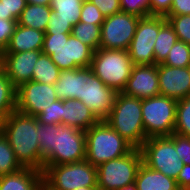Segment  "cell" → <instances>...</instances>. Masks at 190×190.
Instances as JSON below:
<instances>
[{"mask_svg": "<svg viewBox=\"0 0 190 190\" xmlns=\"http://www.w3.org/2000/svg\"><path fill=\"white\" fill-rule=\"evenodd\" d=\"M37 139L40 144L41 163L54 166L85 160L86 136L66 124H42L38 122Z\"/></svg>", "mask_w": 190, "mask_h": 190, "instance_id": "cell-1", "label": "cell"}, {"mask_svg": "<svg viewBox=\"0 0 190 190\" xmlns=\"http://www.w3.org/2000/svg\"><path fill=\"white\" fill-rule=\"evenodd\" d=\"M38 120L18 110L1 120V131L8 138L16 159L23 167L44 170L37 139Z\"/></svg>", "mask_w": 190, "mask_h": 190, "instance_id": "cell-2", "label": "cell"}, {"mask_svg": "<svg viewBox=\"0 0 190 190\" xmlns=\"http://www.w3.org/2000/svg\"><path fill=\"white\" fill-rule=\"evenodd\" d=\"M105 121L134 148L140 149L147 139L139 98L117 93L112 110Z\"/></svg>", "mask_w": 190, "mask_h": 190, "instance_id": "cell-3", "label": "cell"}, {"mask_svg": "<svg viewBox=\"0 0 190 190\" xmlns=\"http://www.w3.org/2000/svg\"><path fill=\"white\" fill-rule=\"evenodd\" d=\"M86 160L98 167L102 163L130 153L134 147L120 136L105 120L85 131Z\"/></svg>", "mask_w": 190, "mask_h": 190, "instance_id": "cell-4", "label": "cell"}, {"mask_svg": "<svg viewBox=\"0 0 190 190\" xmlns=\"http://www.w3.org/2000/svg\"><path fill=\"white\" fill-rule=\"evenodd\" d=\"M42 53L60 70L90 67L94 51L71 33L45 34Z\"/></svg>", "mask_w": 190, "mask_h": 190, "instance_id": "cell-5", "label": "cell"}, {"mask_svg": "<svg viewBox=\"0 0 190 190\" xmlns=\"http://www.w3.org/2000/svg\"><path fill=\"white\" fill-rule=\"evenodd\" d=\"M133 66L128 50L99 48L93 53L90 69L106 86L121 93Z\"/></svg>", "mask_w": 190, "mask_h": 190, "instance_id": "cell-6", "label": "cell"}, {"mask_svg": "<svg viewBox=\"0 0 190 190\" xmlns=\"http://www.w3.org/2000/svg\"><path fill=\"white\" fill-rule=\"evenodd\" d=\"M43 184L49 190L97 187V167L86 159L79 162L44 166Z\"/></svg>", "mask_w": 190, "mask_h": 190, "instance_id": "cell-7", "label": "cell"}, {"mask_svg": "<svg viewBox=\"0 0 190 190\" xmlns=\"http://www.w3.org/2000/svg\"><path fill=\"white\" fill-rule=\"evenodd\" d=\"M177 100L157 95L141 99L142 120L147 138L170 136L176 124Z\"/></svg>", "mask_w": 190, "mask_h": 190, "instance_id": "cell-8", "label": "cell"}, {"mask_svg": "<svg viewBox=\"0 0 190 190\" xmlns=\"http://www.w3.org/2000/svg\"><path fill=\"white\" fill-rule=\"evenodd\" d=\"M142 162L141 150L134 148L124 156L102 163L97 167V189L118 190L134 183Z\"/></svg>", "mask_w": 190, "mask_h": 190, "instance_id": "cell-9", "label": "cell"}, {"mask_svg": "<svg viewBox=\"0 0 190 190\" xmlns=\"http://www.w3.org/2000/svg\"><path fill=\"white\" fill-rule=\"evenodd\" d=\"M140 150L145 165L177 179L184 164L175 149V133L170 136L147 138Z\"/></svg>", "mask_w": 190, "mask_h": 190, "instance_id": "cell-10", "label": "cell"}, {"mask_svg": "<svg viewBox=\"0 0 190 190\" xmlns=\"http://www.w3.org/2000/svg\"><path fill=\"white\" fill-rule=\"evenodd\" d=\"M167 21L164 16L149 15L139 19L136 32L128 48L134 65H154V44L159 29Z\"/></svg>", "mask_w": 190, "mask_h": 190, "instance_id": "cell-11", "label": "cell"}, {"mask_svg": "<svg viewBox=\"0 0 190 190\" xmlns=\"http://www.w3.org/2000/svg\"><path fill=\"white\" fill-rule=\"evenodd\" d=\"M141 17L119 12L104 19L100 48L128 50Z\"/></svg>", "mask_w": 190, "mask_h": 190, "instance_id": "cell-12", "label": "cell"}, {"mask_svg": "<svg viewBox=\"0 0 190 190\" xmlns=\"http://www.w3.org/2000/svg\"><path fill=\"white\" fill-rule=\"evenodd\" d=\"M117 92L106 86L90 69L84 68L82 102L91 109L99 120L110 114Z\"/></svg>", "mask_w": 190, "mask_h": 190, "instance_id": "cell-13", "label": "cell"}, {"mask_svg": "<svg viewBox=\"0 0 190 190\" xmlns=\"http://www.w3.org/2000/svg\"><path fill=\"white\" fill-rule=\"evenodd\" d=\"M16 92V110L34 117L58 100L54 85L32 80L21 84Z\"/></svg>", "mask_w": 190, "mask_h": 190, "instance_id": "cell-14", "label": "cell"}, {"mask_svg": "<svg viewBox=\"0 0 190 190\" xmlns=\"http://www.w3.org/2000/svg\"><path fill=\"white\" fill-rule=\"evenodd\" d=\"M42 50L23 51L19 53H0V69L18 88L33 77V69Z\"/></svg>", "mask_w": 190, "mask_h": 190, "instance_id": "cell-15", "label": "cell"}, {"mask_svg": "<svg viewBox=\"0 0 190 190\" xmlns=\"http://www.w3.org/2000/svg\"><path fill=\"white\" fill-rule=\"evenodd\" d=\"M122 93L139 99L160 95L158 64L134 65Z\"/></svg>", "mask_w": 190, "mask_h": 190, "instance_id": "cell-16", "label": "cell"}, {"mask_svg": "<svg viewBox=\"0 0 190 190\" xmlns=\"http://www.w3.org/2000/svg\"><path fill=\"white\" fill-rule=\"evenodd\" d=\"M158 81L160 95L175 100L190 96V71L185 68L158 64Z\"/></svg>", "mask_w": 190, "mask_h": 190, "instance_id": "cell-17", "label": "cell"}, {"mask_svg": "<svg viewBox=\"0 0 190 190\" xmlns=\"http://www.w3.org/2000/svg\"><path fill=\"white\" fill-rule=\"evenodd\" d=\"M100 120L81 100L69 99L63 101L62 124L79 130H88Z\"/></svg>", "mask_w": 190, "mask_h": 190, "instance_id": "cell-18", "label": "cell"}, {"mask_svg": "<svg viewBox=\"0 0 190 190\" xmlns=\"http://www.w3.org/2000/svg\"><path fill=\"white\" fill-rule=\"evenodd\" d=\"M42 185L43 172L34 168L0 176V190H40Z\"/></svg>", "mask_w": 190, "mask_h": 190, "instance_id": "cell-19", "label": "cell"}, {"mask_svg": "<svg viewBox=\"0 0 190 190\" xmlns=\"http://www.w3.org/2000/svg\"><path fill=\"white\" fill-rule=\"evenodd\" d=\"M45 32L17 24L8 47L2 53L42 50Z\"/></svg>", "mask_w": 190, "mask_h": 190, "instance_id": "cell-20", "label": "cell"}, {"mask_svg": "<svg viewBox=\"0 0 190 190\" xmlns=\"http://www.w3.org/2000/svg\"><path fill=\"white\" fill-rule=\"evenodd\" d=\"M84 68L61 70L55 86L59 100L77 99L82 101Z\"/></svg>", "mask_w": 190, "mask_h": 190, "instance_id": "cell-21", "label": "cell"}, {"mask_svg": "<svg viewBox=\"0 0 190 190\" xmlns=\"http://www.w3.org/2000/svg\"><path fill=\"white\" fill-rule=\"evenodd\" d=\"M134 183L137 190H179L174 178L149 168L143 162L138 169Z\"/></svg>", "mask_w": 190, "mask_h": 190, "instance_id": "cell-22", "label": "cell"}, {"mask_svg": "<svg viewBox=\"0 0 190 190\" xmlns=\"http://www.w3.org/2000/svg\"><path fill=\"white\" fill-rule=\"evenodd\" d=\"M51 11L50 6L27 4L17 24L45 32Z\"/></svg>", "mask_w": 190, "mask_h": 190, "instance_id": "cell-23", "label": "cell"}, {"mask_svg": "<svg viewBox=\"0 0 190 190\" xmlns=\"http://www.w3.org/2000/svg\"><path fill=\"white\" fill-rule=\"evenodd\" d=\"M178 38L168 20L159 29V34L154 44L155 64H160L168 57L170 49Z\"/></svg>", "mask_w": 190, "mask_h": 190, "instance_id": "cell-24", "label": "cell"}, {"mask_svg": "<svg viewBox=\"0 0 190 190\" xmlns=\"http://www.w3.org/2000/svg\"><path fill=\"white\" fill-rule=\"evenodd\" d=\"M61 70L54 64L51 57L41 53L33 69L32 81L54 85Z\"/></svg>", "mask_w": 190, "mask_h": 190, "instance_id": "cell-25", "label": "cell"}, {"mask_svg": "<svg viewBox=\"0 0 190 190\" xmlns=\"http://www.w3.org/2000/svg\"><path fill=\"white\" fill-rule=\"evenodd\" d=\"M84 0H51L50 8L59 19L72 26L79 22Z\"/></svg>", "mask_w": 190, "mask_h": 190, "instance_id": "cell-26", "label": "cell"}, {"mask_svg": "<svg viewBox=\"0 0 190 190\" xmlns=\"http://www.w3.org/2000/svg\"><path fill=\"white\" fill-rule=\"evenodd\" d=\"M16 90L11 80L0 69V119L3 120L16 110Z\"/></svg>", "mask_w": 190, "mask_h": 190, "instance_id": "cell-27", "label": "cell"}, {"mask_svg": "<svg viewBox=\"0 0 190 190\" xmlns=\"http://www.w3.org/2000/svg\"><path fill=\"white\" fill-rule=\"evenodd\" d=\"M71 34L83 44L89 46L93 51L100 48L101 26L99 25L78 22L73 26Z\"/></svg>", "mask_w": 190, "mask_h": 190, "instance_id": "cell-28", "label": "cell"}, {"mask_svg": "<svg viewBox=\"0 0 190 190\" xmlns=\"http://www.w3.org/2000/svg\"><path fill=\"white\" fill-rule=\"evenodd\" d=\"M24 168L16 159L8 138L0 131V176L15 173Z\"/></svg>", "mask_w": 190, "mask_h": 190, "instance_id": "cell-29", "label": "cell"}, {"mask_svg": "<svg viewBox=\"0 0 190 190\" xmlns=\"http://www.w3.org/2000/svg\"><path fill=\"white\" fill-rule=\"evenodd\" d=\"M162 64L171 67H188L190 65V45L177 40Z\"/></svg>", "mask_w": 190, "mask_h": 190, "instance_id": "cell-30", "label": "cell"}, {"mask_svg": "<svg viewBox=\"0 0 190 190\" xmlns=\"http://www.w3.org/2000/svg\"><path fill=\"white\" fill-rule=\"evenodd\" d=\"M174 133L190 137V96L177 101Z\"/></svg>", "mask_w": 190, "mask_h": 190, "instance_id": "cell-31", "label": "cell"}, {"mask_svg": "<svg viewBox=\"0 0 190 190\" xmlns=\"http://www.w3.org/2000/svg\"><path fill=\"white\" fill-rule=\"evenodd\" d=\"M178 40L190 45V15H166Z\"/></svg>", "mask_w": 190, "mask_h": 190, "instance_id": "cell-32", "label": "cell"}, {"mask_svg": "<svg viewBox=\"0 0 190 190\" xmlns=\"http://www.w3.org/2000/svg\"><path fill=\"white\" fill-rule=\"evenodd\" d=\"M63 100H57L36 116L42 124H62Z\"/></svg>", "mask_w": 190, "mask_h": 190, "instance_id": "cell-33", "label": "cell"}, {"mask_svg": "<svg viewBox=\"0 0 190 190\" xmlns=\"http://www.w3.org/2000/svg\"><path fill=\"white\" fill-rule=\"evenodd\" d=\"M26 5V0H0V18L18 20Z\"/></svg>", "mask_w": 190, "mask_h": 190, "instance_id": "cell-34", "label": "cell"}, {"mask_svg": "<svg viewBox=\"0 0 190 190\" xmlns=\"http://www.w3.org/2000/svg\"><path fill=\"white\" fill-rule=\"evenodd\" d=\"M121 12L139 17L150 15V0H120Z\"/></svg>", "mask_w": 190, "mask_h": 190, "instance_id": "cell-35", "label": "cell"}, {"mask_svg": "<svg viewBox=\"0 0 190 190\" xmlns=\"http://www.w3.org/2000/svg\"><path fill=\"white\" fill-rule=\"evenodd\" d=\"M105 17L101 11L89 0L83 1L79 22L91 23L101 26Z\"/></svg>", "mask_w": 190, "mask_h": 190, "instance_id": "cell-36", "label": "cell"}, {"mask_svg": "<svg viewBox=\"0 0 190 190\" xmlns=\"http://www.w3.org/2000/svg\"><path fill=\"white\" fill-rule=\"evenodd\" d=\"M72 28L73 26L69 22L59 19L56 13L52 10L46 26L45 34L72 33Z\"/></svg>", "mask_w": 190, "mask_h": 190, "instance_id": "cell-37", "label": "cell"}, {"mask_svg": "<svg viewBox=\"0 0 190 190\" xmlns=\"http://www.w3.org/2000/svg\"><path fill=\"white\" fill-rule=\"evenodd\" d=\"M17 20H5L0 18V53L5 51L11 40Z\"/></svg>", "mask_w": 190, "mask_h": 190, "instance_id": "cell-38", "label": "cell"}, {"mask_svg": "<svg viewBox=\"0 0 190 190\" xmlns=\"http://www.w3.org/2000/svg\"><path fill=\"white\" fill-rule=\"evenodd\" d=\"M175 149L183 164H190V137L175 133Z\"/></svg>", "mask_w": 190, "mask_h": 190, "instance_id": "cell-39", "label": "cell"}, {"mask_svg": "<svg viewBox=\"0 0 190 190\" xmlns=\"http://www.w3.org/2000/svg\"><path fill=\"white\" fill-rule=\"evenodd\" d=\"M93 3L106 18L121 12L120 0H89Z\"/></svg>", "mask_w": 190, "mask_h": 190, "instance_id": "cell-40", "label": "cell"}, {"mask_svg": "<svg viewBox=\"0 0 190 190\" xmlns=\"http://www.w3.org/2000/svg\"><path fill=\"white\" fill-rule=\"evenodd\" d=\"M172 5V0H150V15L166 16Z\"/></svg>", "mask_w": 190, "mask_h": 190, "instance_id": "cell-41", "label": "cell"}, {"mask_svg": "<svg viewBox=\"0 0 190 190\" xmlns=\"http://www.w3.org/2000/svg\"><path fill=\"white\" fill-rule=\"evenodd\" d=\"M167 15H190V0H172V5Z\"/></svg>", "mask_w": 190, "mask_h": 190, "instance_id": "cell-42", "label": "cell"}, {"mask_svg": "<svg viewBox=\"0 0 190 190\" xmlns=\"http://www.w3.org/2000/svg\"><path fill=\"white\" fill-rule=\"evenodd\" d=\"M179 190H190V164H184L176 179Z\"/></svg>", "mask_w": 190, "mask_h": 190, "instance_id": "cell-43", "label": "cell"}, {"mask_svg": "<svg viewBox=\"0 0 190 190\" xmlns=\"http://www.w3.org/2000/svg\"><path fill=\"white\" fill-rule=\"evenodd\" d=\"M27 4L50 6L51 0H26Z\"/></svg>", "mask_w": 190, "mask_h": 190, "instance_id": "cell-44", "label": "cell"}, {"mask_svg": "<svg viewBox=\"0 0 190 190\" xmlns=\"http://www.w3.org/2000/svg\"><path fill=\"white\" fill-rule=\"evenodd\" d=\"M118 190H137L135 183L129 184L127 186H123L122 188H119Z\"/></svg>", "mask_w": 190, "mask_h": 190, "instance_id": "cell-45", "label": "cell"}, {"mask_svg": "<svg viewBox=\"0 0 190 190\" xmlns=\"http://www.w3.org/2000/svg\"><path fill=\"white\" fill-rule=\"evenodd\" d=\"M74 190H98L97 187H79Z\"/></svg>", "mask_w": 190, "mask_h": 190, "instance_id": "cell-46", "label": "cell"}, {"mask_svg": "<svg viewBox=\"0 0 190 190\" xmlns=\"http://www.w3.org/2000/svg\"><path fill=\"white\" fill-rule=\"evenodd\" d=\"M40 190H49L44 184L41 186Z\"/></svg>", "mask_w": 190, "mask_h": 190, "instance_id": "cell-47", "label": "cell"}]
</instances>
